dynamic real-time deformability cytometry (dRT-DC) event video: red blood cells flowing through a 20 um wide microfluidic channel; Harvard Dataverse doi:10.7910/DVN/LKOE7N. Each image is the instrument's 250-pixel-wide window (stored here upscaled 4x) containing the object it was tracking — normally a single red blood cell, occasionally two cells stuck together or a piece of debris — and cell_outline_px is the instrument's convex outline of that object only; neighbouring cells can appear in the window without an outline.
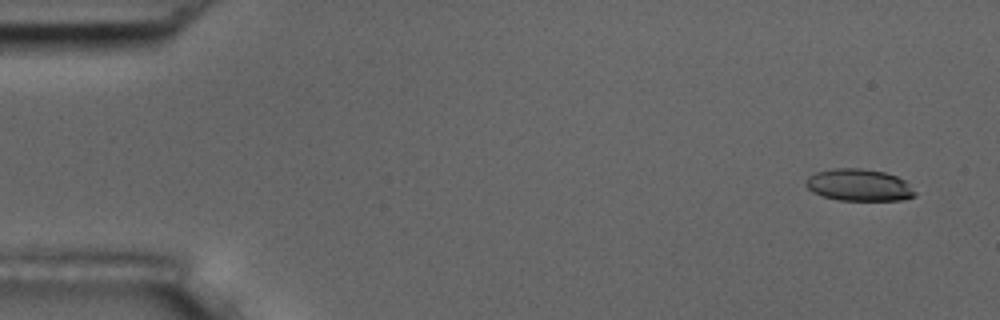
{"species": "common noctule bat (a hibernating species)", "species_latin": "Nyctalus noctula", "temperature_condition": "room temperature", "stored_images_in_passage": 5, "camera_frame_rate_fps": 3000, "um_per_image_px": 0.085, "animal": {"sex": "male", "body_mass_g": 17.5, "forearm_length_mm": 52.3}, "frame": {"image": 1, "passage_image": 1, "time_ms": 0.0, "image_size_px": [1000, 320], "cell_outline_px": [[916, 196], [904, 200], [836, 200], [812, 192], [804, 184], [804, 180], [808, 176], [816, 172], [836, 168], [860, 168], [884, 172], [896, 176], [904, 180], [916, 192]], "centroid_in_image_um": [72.99, 15.73], "position_along_channel_um": 12.0, "area_um2": 20.4}}
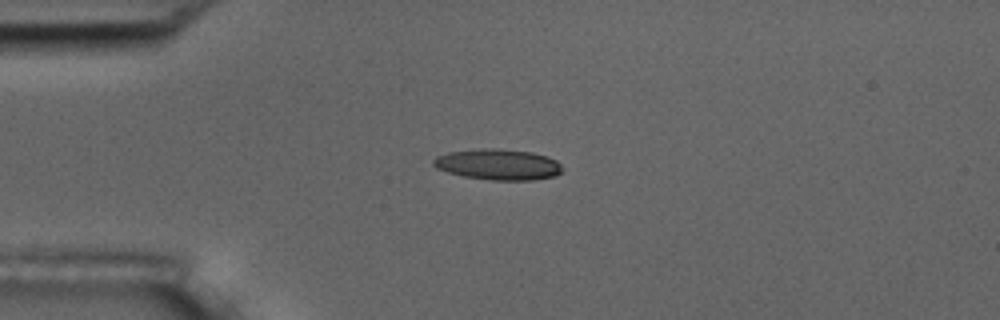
{"frame": {"image": 2, "passage_image": 4, "time_ms": 1.0, "image_size_px": [1000, 320], "cell_outline_px": [[564, 168], [556, 176], [532, 180], [492, 180], [464, 176], [448, 172], [436, 168], [432, 164], [432, 160], [436, 156], [448, 152], [480, 148], [496, 148], [532, 152], [548, 156], [556, 160]], "centroid_in_image_um": [42.35, 13.97], "position_along_channel_um": 42.7, "area_um2": 23.35}}